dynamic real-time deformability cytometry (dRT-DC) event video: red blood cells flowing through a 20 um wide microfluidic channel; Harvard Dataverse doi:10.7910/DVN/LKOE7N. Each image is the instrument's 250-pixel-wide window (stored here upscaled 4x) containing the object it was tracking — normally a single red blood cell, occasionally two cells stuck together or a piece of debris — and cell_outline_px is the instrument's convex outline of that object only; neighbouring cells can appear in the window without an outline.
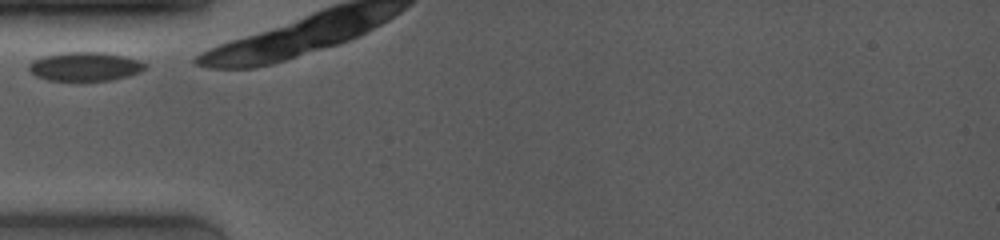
{"species": "common noctule bat (a hibernating species)", "species_latin": "Nyctalus noctula", "temperature_condition": "room temperature", "stored_images_in_passage": 20, "camera_frame_rate_fps": 4000, "um_per_image_px": 0.085, "animal": {"sex": "female", "body_mass_g": 19.0, "forearm_length_mm": 53.3}, "frame": {"image": 1, "passage_image": 1, "time_ms": 0.0, "image_size_px": [1000, 240], "cell_outline_px": [[148, 64], [140, 72], [128, 76], [112, 80], [48, 80], [36, 76], [28, 68], [28, 64], [32, 60], [44, 56], [64, 52], [104, 52], [124, 56], [140, 60]], "centroid_in_image_um": [7.24, 5.64], "position_along_channel_um": 77.8, "area_um2": 19.54}}